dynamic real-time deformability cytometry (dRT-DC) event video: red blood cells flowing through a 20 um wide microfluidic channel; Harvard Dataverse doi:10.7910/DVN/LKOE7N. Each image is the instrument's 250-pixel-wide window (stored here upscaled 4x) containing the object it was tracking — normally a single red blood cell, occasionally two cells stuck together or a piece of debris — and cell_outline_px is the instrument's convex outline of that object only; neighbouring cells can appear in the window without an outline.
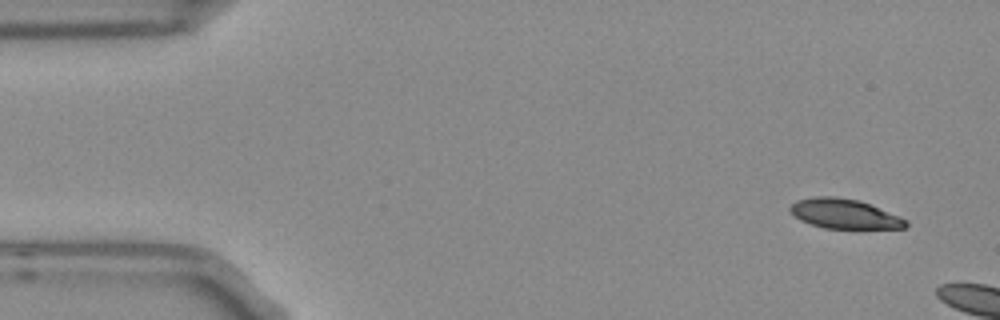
{"species": "Egyptian fruit bat (a non-hibernating species)", "species_latin": "Rousettus aegyptiacus", "temperature_condition": "room temperature", "stored_images_in_passage": 2, "camera_frame_rate_fps": 3000, "um_per_image_px": 0.085, "frame": {"image": 1, "passage_image": 1, "time_ms": 0.0, "image_size_px": [1000, 320], "cell_outline_px": [[908, 224], [904, 228], [824, 228], [800, 220], [788, 208], [796, 200], [816, 196], [836, 196], [860, 200], [900, 216], [908, 220]], "centroid_in_image_um": [71.79, 18.16], "position_along_channel_um": 13.2, "area_um2": 19.94}}